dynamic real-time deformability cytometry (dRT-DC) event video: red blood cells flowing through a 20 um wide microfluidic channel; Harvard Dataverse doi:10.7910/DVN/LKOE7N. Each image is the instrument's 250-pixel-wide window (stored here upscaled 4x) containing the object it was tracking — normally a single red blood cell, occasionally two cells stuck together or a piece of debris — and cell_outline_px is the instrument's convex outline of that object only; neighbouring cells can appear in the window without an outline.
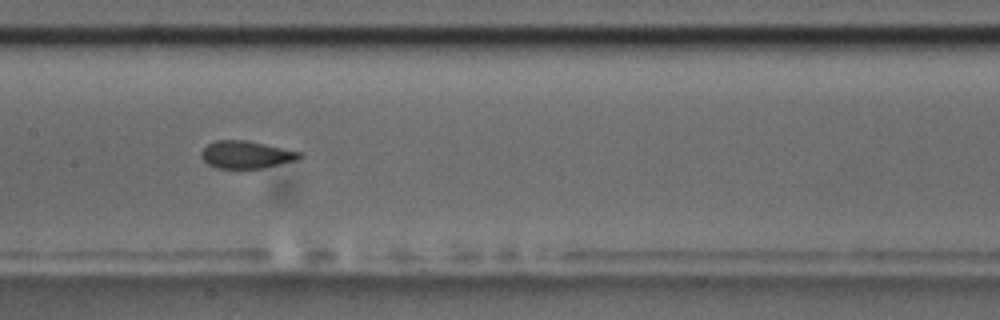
{"species": "common noctule bat (a hibernating species)", "species_latin": "Nyctalus noctula", "temperature_condition": "room temperature", "stored_images_in_passage": 15, "camera_frame_rate_fps": 3000, "um_per_image_px": 0.085, "animal": {"sex": "male", "body_mass_g": 17.5, "forearm_length_mm": 52.3}, "frame": {"image": 1, "passage_image": 7, "time_ms": 7.333, "image_size_px": [1000, 320], "cell_outline_px": [[304, 156], [300, 160], [260, 168], [216, 168], [208, 164], [200, 156], [200, 152], [208, 144], [216, 140], [248, 140], [304, 152]], "centroid_in_image_um": [20.99, 13.14], "position_along_channel_um": 186.4, "area_um2": 16.01}}
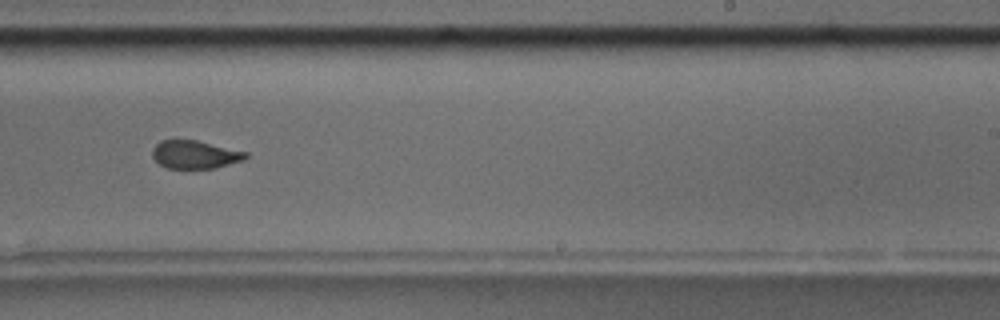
{"frame": {"image": 2, "passage_image": 9, "time_ms": 9.667, "image_size_px": [1000, 320], "cell_outline_px": [[248, 156], [244, 160], [216, 168], [168, 168], [160, 164], [152, 156], [152, 148], [160, 140], [196, 140], [248, 152]], "centroid_in_image_um": [16.58, 13.13], "position_along_channel_um": 272.4, "area_um2": 15.26}}